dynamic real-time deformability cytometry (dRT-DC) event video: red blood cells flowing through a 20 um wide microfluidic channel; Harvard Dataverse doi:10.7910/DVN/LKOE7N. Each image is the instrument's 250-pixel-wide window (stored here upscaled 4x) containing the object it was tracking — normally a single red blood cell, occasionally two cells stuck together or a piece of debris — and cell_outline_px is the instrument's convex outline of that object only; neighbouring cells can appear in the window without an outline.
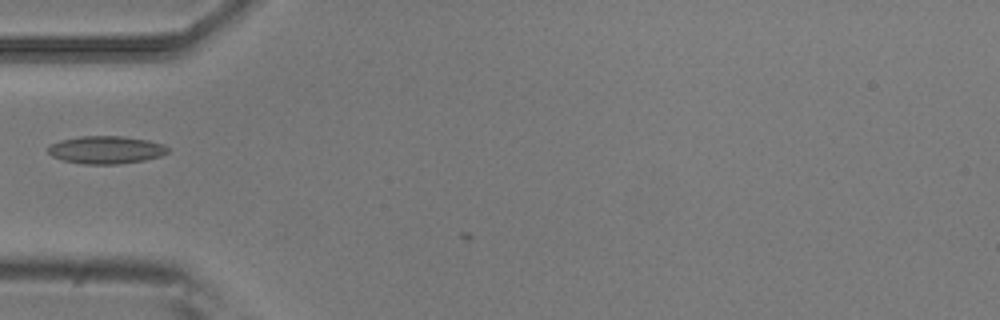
{"species": "common noctule bat (a hibernating species)", "species_latin": "Nyctalus noctula", "temperature_condition": "room temperature", "stored_images_in_passage": 2, "camera_frame_rate_fps": 3000, "um_per_image_px": 0.085, "animal": {"sex": "male", "body_mass_g": 20.5, "forearm_length_mm": 52.5}, "frame": {"image": 1, "passage_image": 1, "time_ms": 0.0, "image_size_px": [1000, 320], "cell_outline_px": [[168, 152], [160, 156], [144, 160], [120, 164], [84, 164], [64, 160], [52, 156], [48, 152], [48, 148], [52, 144], [60, 140], [80, 136], [120, 136], [148, 140], [164, 144], [168, 148]], "centroid_in_image_um": [9.02, 12.73], "position_along_channel_um": 76.0, "area_um2": 19.25}}